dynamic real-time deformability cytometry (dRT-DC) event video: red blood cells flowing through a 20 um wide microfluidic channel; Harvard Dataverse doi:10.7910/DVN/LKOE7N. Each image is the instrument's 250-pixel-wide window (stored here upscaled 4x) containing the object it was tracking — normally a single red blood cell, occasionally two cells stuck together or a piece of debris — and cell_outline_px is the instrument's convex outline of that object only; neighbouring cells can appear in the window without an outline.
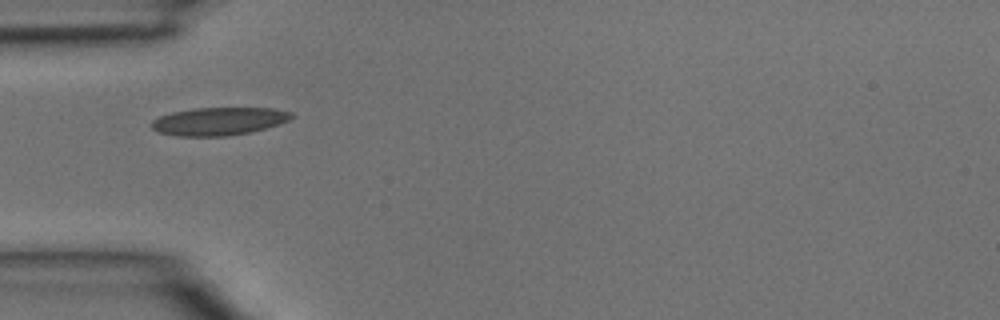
{"species": "common noctule bat (a hibernating species)", "species_latin": "Nyctalus noctula", "temperature_condition": "room temperature", "stored_images_in_passage": 2, "camera_frame_rate_fps": 3000, "um_per_image_px": 0.085, "animal": {"sex": "male", "body_mass_g": 15.6}, "frame": {"image": 1, "passage_image": 1, "time_ms": 0.0, "image_size_px": [1000, 320], "cell_outline_px": [[296, 116], [288, 120], [252, 132], [228, 136], [176, 136], [160, 132], [152, 128], [148, 124], [152, 120], [160, 116], [172, 112], [196, 108], [272, 108], [292, 112]], "centroid_in_image_um": [18.58, 10.31], "position_along_channel_um": 66.4, "area_um2": 22.77}}